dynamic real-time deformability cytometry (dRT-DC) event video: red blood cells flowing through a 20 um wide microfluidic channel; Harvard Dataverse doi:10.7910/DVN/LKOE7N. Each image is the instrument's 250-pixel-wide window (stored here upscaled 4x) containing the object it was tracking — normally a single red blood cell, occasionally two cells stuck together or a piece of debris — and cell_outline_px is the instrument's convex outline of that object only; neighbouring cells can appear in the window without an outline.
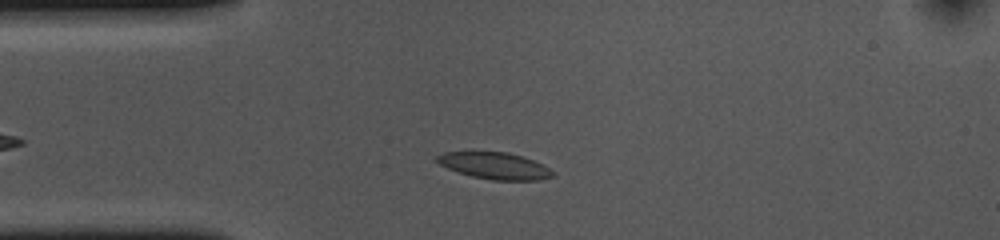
{"species": "common noctule bat (a hibernating species)", "species_latin": "Nyctalus noctula", "temperature_condition": "cold", "stored_images_in_passage": 40, "camera_frame_rate_fps": 3000, "um_per_image_px": 0.085, "animal": {"sex": "female", "body_mass_g": 10.0, "forearm_length_mm": 53.1}, "frame": {"image": 1, "passage_image": 7, "time_ms": 2.0, "image_size_px": [1000, 240], "cell_outline_px": [[556, 176], [540, 180], [492, 180], [472, 176], [448, 168], [440, 164], [436, 160], [436, 156], [444, 152], [508, 152], [532, 160], [556, 172]], "centroid_in_image_um": [42.08, 14.1], "position_along_channel_um": 42.9, "area_um2": 17.8}}
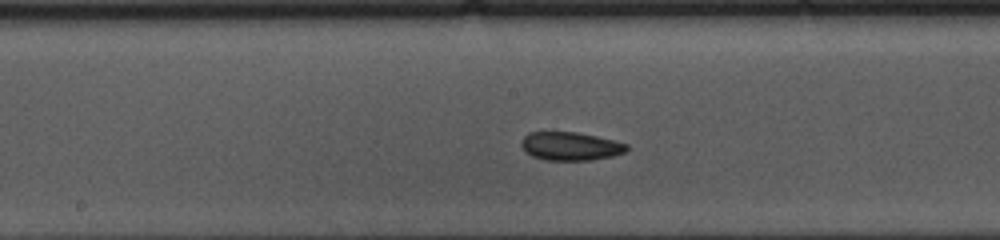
{"frame": {"image": 2, "passage_image": 21, "time_ms": 6.667, "image_size_px": [1000, 240], "cell_outline_px": [[628, 148], [624, 152], [612, 156], [592, 160], [544, 160], [532, 156], [520, 144], [524, 136], [528, 132], [576, 132], [596, 136], [628, 144]], "centroid_in_image_um": [48.48, 12.43], "position_along_channel_um": 199.7, "area_um2": 17.28}}
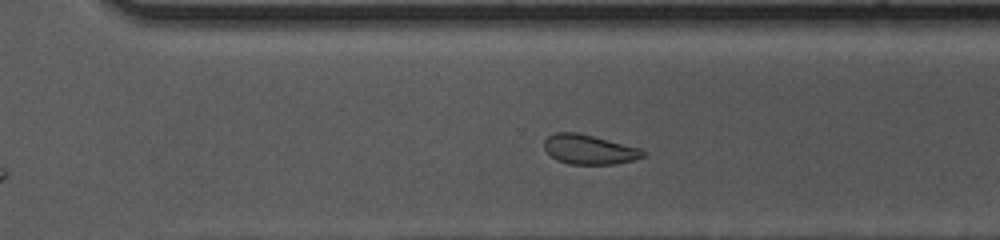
{"frame": {"image": 3, "passage_image": 31, "time_ms": 10.0, "image_size_px": [1000, 240], "cell_outline_px": [[648, 152], [644, 156], [632, 160], [616, 164], [568, 164], [556, 160], [544, 148], [544, 140], [548, 136], [556, 132], [576, 132], [640, 148]], "centroid_in_image_um": [50.07, 12.71], "position_along_channel_um": 320.5, "area_um2": 16.94}, "authors_computed_cell_mechanics": {"area_um2": 18.2359, "velocity_mm_per_s": 3.6373, "shape_relaxation_time_tau1_ms": null, "shape_relaxation_time_tau2_ms": 4.1676, "deformation_change_tau1": null, "deformation_change_tau2": 0.0733}}